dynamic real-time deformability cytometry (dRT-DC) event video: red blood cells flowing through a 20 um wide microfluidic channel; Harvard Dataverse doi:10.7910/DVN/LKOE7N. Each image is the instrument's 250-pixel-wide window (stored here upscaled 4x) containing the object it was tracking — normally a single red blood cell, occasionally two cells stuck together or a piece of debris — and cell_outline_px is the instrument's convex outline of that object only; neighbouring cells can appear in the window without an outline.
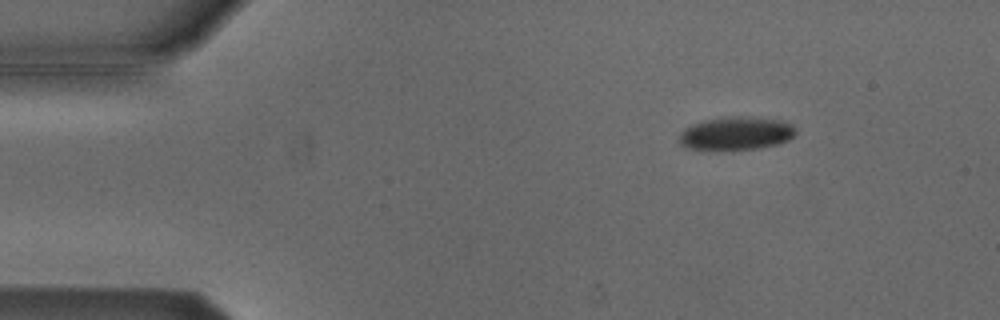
{"species": "Egyptian fruit bat (a non-hibernating species)", "species_latin": "Rousettus aegyptiacus", "temperature_condition": "cold", "stored_images_in_passage": 4, "camera_frame_rate_fps": 3000, "um_per_image_px": 0.085, "animal": {"sex": "male"}, "frame": {"image": 1, "passage_image": 1, "time_ms": 0.0, "image_size_px": [1000, 320], "cell_outline_px": [[796, 132], [788, 140], [776, 144], [756, 148], [684, 148], [676, 140], [680, 132], [684, 128], [692, 124], [704, 120], [736, 116], [780, 120], [792, 124], [796, 128]], "centroid_in_image_um": [62.53, 11.32], "position_along_channel_um": 22.5, "area_um2": 22.02}}